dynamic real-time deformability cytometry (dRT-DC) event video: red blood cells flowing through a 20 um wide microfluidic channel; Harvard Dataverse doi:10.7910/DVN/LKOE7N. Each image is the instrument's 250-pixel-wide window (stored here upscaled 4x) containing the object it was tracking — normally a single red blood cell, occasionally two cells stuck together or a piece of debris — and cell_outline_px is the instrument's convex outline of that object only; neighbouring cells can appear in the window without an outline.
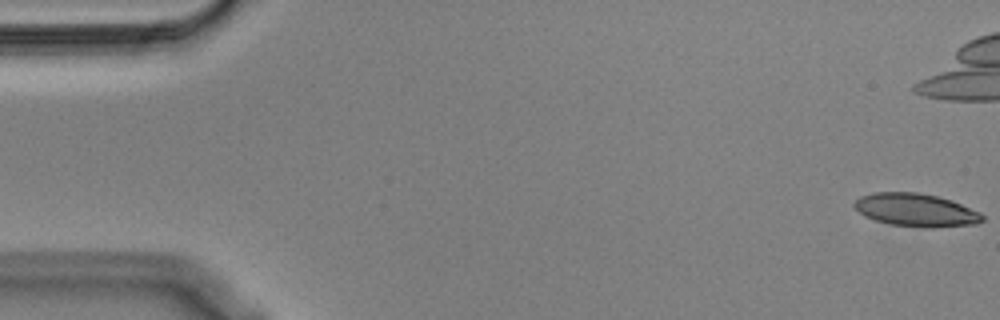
{"species": "Egyptian fruit bat (a non-hibernating species)", "species_latin": "Rousettus aegyptiacus", "temperature_condition": "cold", "stored_images_in_passage": 56, "camera_frame_rate_fps": 3000, "um_per_image_px": 0.085, "animal": {"sex": "male"}, "frame": {"image": 1, "passage_image": 1, "time_ms": 0.0, "image_size_px": [1000, 320], "cell_outline_px": [[984, 220], [976, 224], [932, 228], [892, 224], [876, 220], [864, 216], [852, 204], [860, 196], [876, 192], [916, 192], [936, 196], [952, 200], [980, 212], [984, 216]], "centroid_in_image_um": [77.88, 17.85], "position_along_channel_um": 7.1, "area_um2": 24.51}}
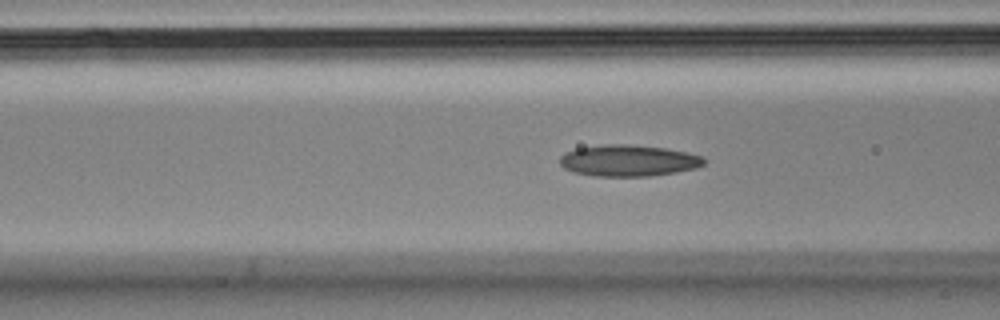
{"frame": {"image": 2, "passage_image": 21, "time_ms": 6.667, "image_size_px": [1000, 320], "cell_outline_px": [[708, 160], [704, 164], [696, 168], [676, 172], [648, 176], [596, 176], [572, 172], [564, 168], [560, 164], [560, 156], [576, 148], [608, 144], [624, 144], [664, 148], [684, 152], [700, 156]], "centroid_in_image_um": [53.4, 13.66], "position_along_channel_um": 113.2, "area_um2": 26.18}}
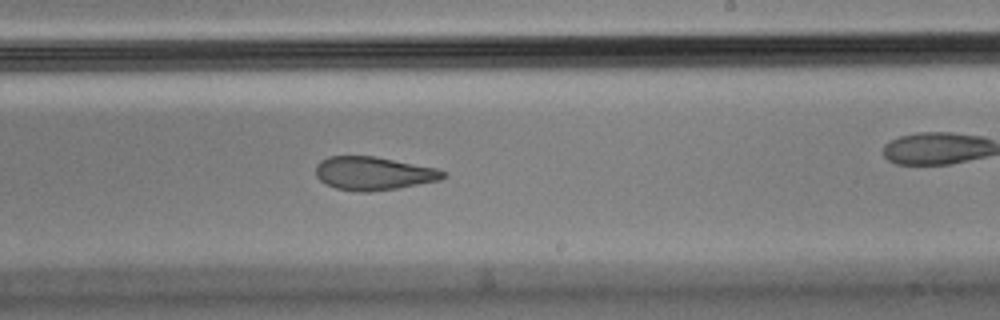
{"frame": {"image": 3, "passage_image": 33, "time_ms": 10.667, "image_size_px": [1000, 320], "cell_outline_px": [[444, 176], [440, 180], [396, 188], [372, 192], [360, 192], [336, 188], [324, 184], [316, 176], [316, 164], [320, 160], [328, 156], [376, 156], [436, 168], [444, 172]], "centroid_in_image_um": [31.69, 14.73], "position_along_channel_um": 257.3, "area_um2": 24.74}, "authors_computed_cell_mechanics": {"area_um2": 25.4898, "velocity_mm_per_s": 3.5965, "shape_relaxation_time_tau1_ms": null, "shape_relaxation_time_tau2_ms": 3.9605, "deformation_change_tau1": null, "deformation_change_tau2": 0.1204}}